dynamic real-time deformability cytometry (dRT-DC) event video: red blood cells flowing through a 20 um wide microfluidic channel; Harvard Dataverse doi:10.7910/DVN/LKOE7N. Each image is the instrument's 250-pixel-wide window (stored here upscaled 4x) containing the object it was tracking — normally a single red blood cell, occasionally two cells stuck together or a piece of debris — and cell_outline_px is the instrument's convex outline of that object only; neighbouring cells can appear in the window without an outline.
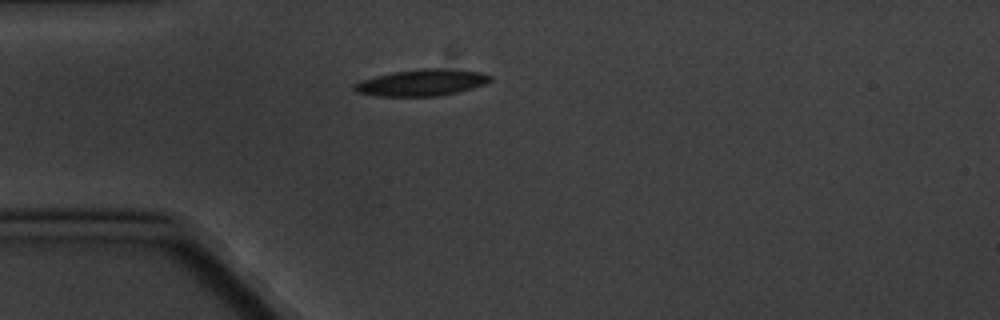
{"species": "common noctule bat (a hibernating species)", "species_latin": "Nyctalus noctula", "temperature_condition": "cold", "stored_images_in_passage": 1, "camera_frame_rate_fps": 3000, "um_per_image_px": 0.085, "animal": {"sex": "male", "body_mass_g": 20.1, "forearm_length_mm": 53.5}, "frame": {"image": 1, "passage_image": 1, "time_ms": 0.0, "image_size_px": [1000, 320], "cell_outline_px": [[492, 80], [484, 84], [472, 88], [456, 92], [436, 96], [376, 96], [356, 92], [352, 88], [352, 84], [360, 80], [392, 72], [424, 68], [444, 68], [480, 72], [492, 76]], "centroid_in_image_um": [35.8, 7.02], "position_along_channel_um": 49.2, "area_um2": 21.04}}